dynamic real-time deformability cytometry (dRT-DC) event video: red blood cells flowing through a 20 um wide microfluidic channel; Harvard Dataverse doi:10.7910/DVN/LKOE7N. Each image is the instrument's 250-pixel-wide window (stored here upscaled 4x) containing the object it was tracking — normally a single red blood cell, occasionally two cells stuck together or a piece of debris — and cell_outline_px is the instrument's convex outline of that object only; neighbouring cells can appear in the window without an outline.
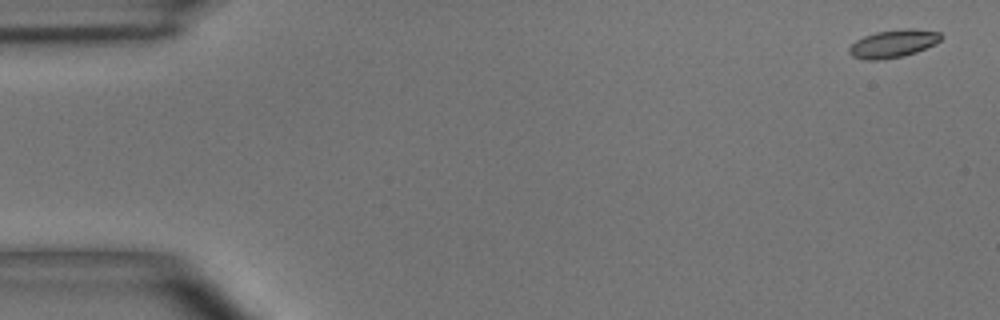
{"species": "common noctule bat (a hibernating species)", "species_latin": "Nyctalus noctula", "temperature_condition": "room temperature", "stored_images_in_passage": 4, "camera_frame_rate_fps": 3000, "um_per_image_px": 0.085, "animal": {"sex": "male", "body_mass_g": 15.6}, "frame": {"image": 1, "passage_image": 1, "time_ms": 0.0, "image_size_px": [1000, 320], "cell_outline_px": [[944, 36], [936, 44], [916, 52], [900, 56], [876, 60], [864, 60], [852, 56], [848, 52], [848, 48], [856, 40], [864, 36], [876, 32], [904, 28], [912, 28], [940, 32]], "centroid_in_image_um": [75.93, 3.69], "position_along_channel_um": 9.1, "area_um2": 14.91}}
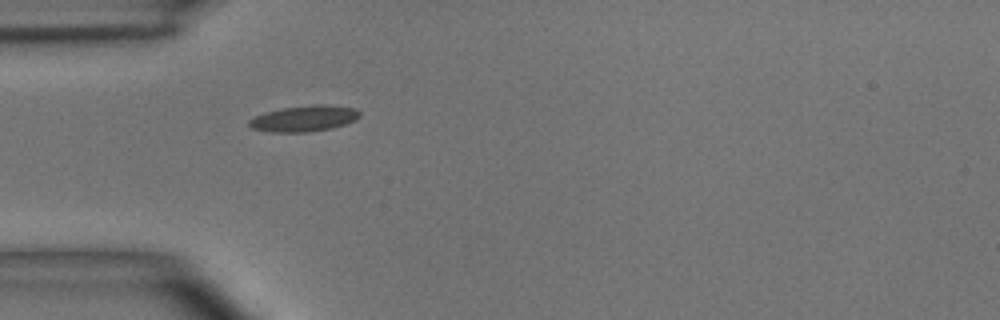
{"frame": {"image": 2, "passage_image": 4, "time_ms": 4.667, "image_size_px": [1000, 320], "cell_outline_px": [[360, 116], [356, 120], [332, 128], [308, 132], [272, 132], [252, 128], [248, 124], [248, 120], [264, 112], [284, 108], [312, 104], [324, 104], [356, 108], [360, 112]], "centroid_in_image_um": [25.87, 10.07], "position_along_channel_um": 59.1, "area_um2": 16.76}}